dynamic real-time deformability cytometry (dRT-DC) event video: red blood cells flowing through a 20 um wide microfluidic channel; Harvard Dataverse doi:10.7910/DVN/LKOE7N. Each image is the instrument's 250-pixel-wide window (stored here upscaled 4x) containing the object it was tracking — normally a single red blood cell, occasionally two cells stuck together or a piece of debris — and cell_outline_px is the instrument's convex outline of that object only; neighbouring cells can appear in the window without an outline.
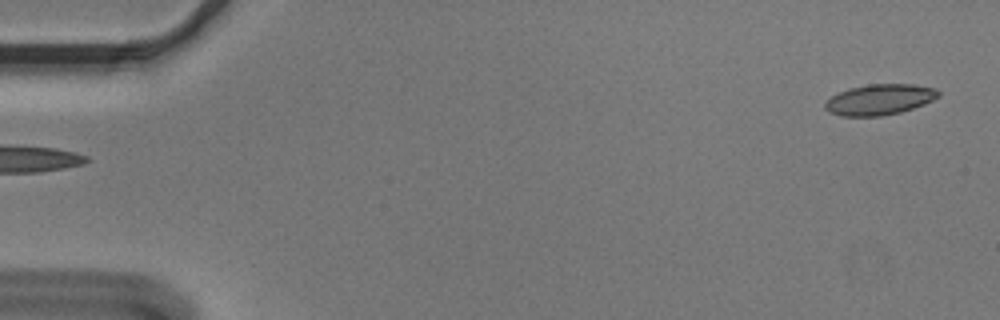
{"species": "Egyptian fruit bat (a non-hibernating species)", "species_latin": "Rousettus aegyptiacus", "temperature_condition": "cold", "stored_images_in_passage": 5, "segment_of_instrument_passage": [2, 2], "camera_frame_rate_fps": 3000, "um_per_image_px": 0.085, "animal": {"sex": "male"}, "frame": {"image": 1, "passage_image": 5, "time_ms": 1.333, "image_size_px": [1000, 320], "cell_outline_px": [[940, 96], [924, 104], [900, 112], [880, 116], [840, 116], [828, 112], [824, 108], [824, 104], [832, 96], [848, 88], [868, 84], [912, 84], [936, 88], [940, 92]], "centroid_in_image_um": [74.76, 8.46], "position_along_channel_um": 10.2, "area_um2": 20.29}}